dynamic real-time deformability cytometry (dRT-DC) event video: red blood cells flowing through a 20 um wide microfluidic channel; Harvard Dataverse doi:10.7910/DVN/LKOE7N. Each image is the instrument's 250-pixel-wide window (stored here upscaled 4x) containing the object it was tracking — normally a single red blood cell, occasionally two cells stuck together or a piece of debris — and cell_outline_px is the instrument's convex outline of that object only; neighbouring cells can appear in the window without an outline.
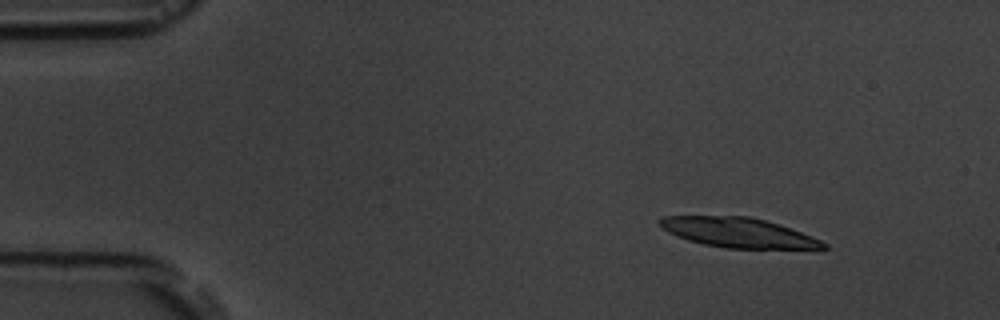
{"species": "common noctule bat (a hibernating species)", "species_latin": "Nyctalus noctula", "temperature_condition": "room temperature", "stored_images_in_passage": 5, "camera_frame_rate_fps": 3000, "um_per_image_px": 0.085, "animal": {"sex": "male", "body_mass_g": 19.5, "forearm_length_mm": 54.6}, "frame": {"image": 1, "passage_image": 1, "time_ms": 0.0, "image_size_px": [1000, 320], "cell_outline_px": [[828, 248], [728, 248], [704, 244], [688, 240], [676, 236], [668, 232], [656, 220], [664, 216], [748, 216], [780, 224], [812, 236], [828, 244]], "centroid_in_image_um": [62.74, 19.76], "position_along_channel_um": 22.3, "area_um2": 28.09}}